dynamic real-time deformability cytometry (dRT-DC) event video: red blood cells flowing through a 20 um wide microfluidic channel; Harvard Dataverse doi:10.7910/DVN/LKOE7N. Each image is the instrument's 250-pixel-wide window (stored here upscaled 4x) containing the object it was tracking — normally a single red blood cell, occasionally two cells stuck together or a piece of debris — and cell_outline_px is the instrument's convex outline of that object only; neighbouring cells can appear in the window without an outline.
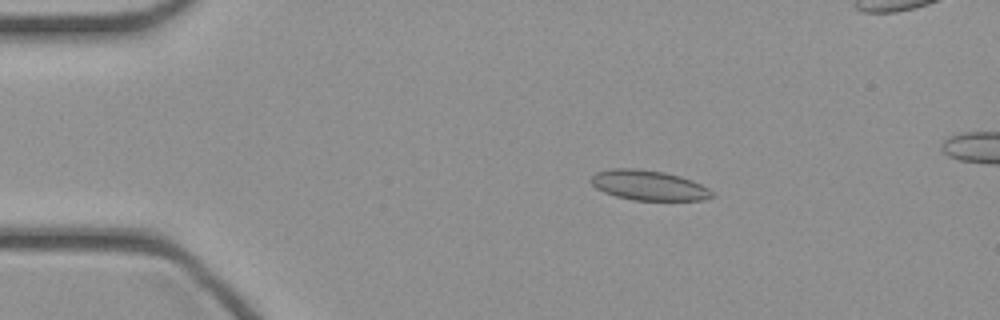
{"species": "common noctule bat (a hibernating species)", "species_latin": "Nyctalus noctula", "temperature_condition": "cold", "stored_images_in_passage": 48, "camera_frame_rate_fps": 3000, "um_per_image_px": 0.085, "animal": {"sex": "female", "body_mass_g": 21.9}, "frame": {"image": 1, "passage_image": 9, "time_ms": 2.667, "image_size_px": [1000, 320], "cell_outline_px": [[716, 196], [704, 200], [632, 200], [616, 196], [604, 192], [596, 188], [588, 180], [596, 172], [612, 168], [636, 168], [664, 172], [680, 176], [692, 180], [708, 188]], "centroid_in_image_um": [55.12, 15.75], "position_along_channel_um": 29.9, "area_um2": 21.27}}
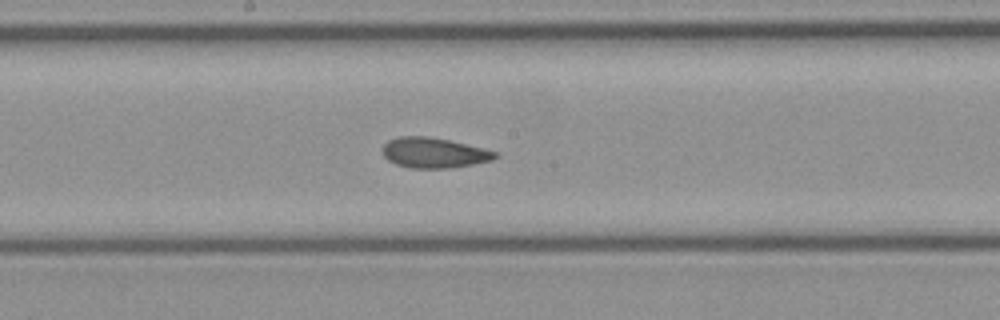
{"frame": {"image": 2, "passage_image": 25, "time_ms": 8.0, "image_size_px": [1000, 320], "cell_outline_px": [[500, 156], [492, 160], [472, 164], [448, 168], [412, 168], [396, 164], [388, 160], [380, 152], [384, 144], [388, 140], [400, 136], [428, 136], [448, 140], [484, 148], [496, 152]], "centroid_in_image_um": [36.86, 12.98], "position_along_channel_um": 211.3, "area_um2": 19.88}}
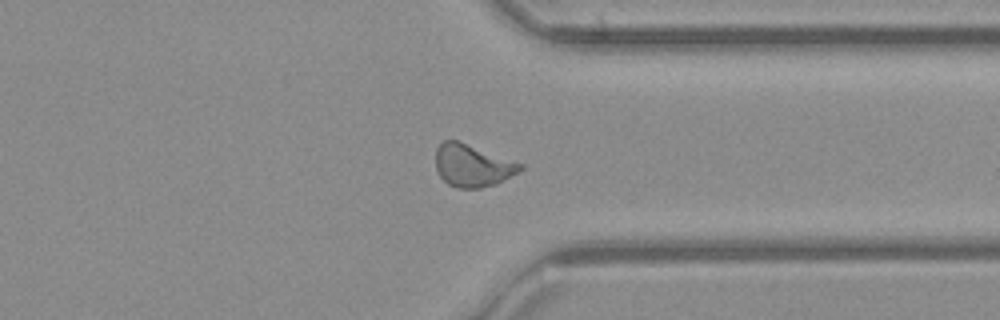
{"frame": {"image": 3, "passage_image": 36, "time_ms": 11.667, "image_size_px": [1000, 320], "cell_outline_px": [[524, 168], [520, 172], [496, 184], [480, 188], [456, 188], [448, 184], [440, 176], [436, 168], [436, 148], [444, 140], [456, 140], [524, 164]], "centroid_in_image_um": [40.17, 14.08], "position_along_channel_um": 371.2, "area_um2": 20.87}}